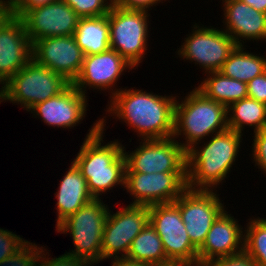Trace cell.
I'll use <instances>...</instances> for the list:
<instances>
[{
    "instance_id": "cell-1",
    "label": "cell",
    "mask_w": 266,
    "mask_h": 266,
    "mask_svg": "<svg viewBox=\"0 0 266 266\" xmlns=\"http://www.w3.org/2000/svg\"><path fill=\"white\" fill-rule=\"evenodd\" d=\"M115 91L107 112L131 126L141 140L173 137L176 96L126 88Z\"/></svg>"
},
{
    "instance_id": "cell-2",
    "label": "cell",
    "mask_w": 266,
    "mask_h": 266,
    "mask_svg": "<svg viewBox=\"0 0 266 266\" xmlns=\"http://www.w3.org/2000/svg\"><path fill=\"white\" fill-rule=\"evenodd\" d=\"M105 121L103 117L93 124L73 160L95 199H99L102 193L109 192L116 185L124 186L125 180L126 159L122 143L116 140L102 144Z\"/></svg>"
},
{
    "instance_id": "cell-3",
    "label": "cell",
    "mask_w": 266,
    "mask_h": 266,
    "mask_svg": "<svg viewBox=\"0 0 266 266\" xmlns=\"http://www.w3.org/2000/svg\"><path fill=\"white\" fill-rule=\"evenodd\" d=\"M243 134L227 129L211 136L204 146L186 150L187 188L213 190L227 178L238 156ZM198 148V149H197Z\"/></svg>"
},
{
    "instance_id": "cell-4",
    "label": "cell",
    "mask_w": 266,
    "mask_h": 266,
    "mask_svg": "<svg viewBox=\"0 0 266 266\" xmlns=\"http://www.w3.org/2000/svg\"><path fill=\"white\" fill-rule=\"evenodd\" d=\"M179 102L176 99L173 137L185 136V143L179 142L185 150L193 144L199 145L206 136L228 129L227 108L207 98L196 87Z\"/></svg>"
},
{
    "instance_id": "cell-5",
    "label": "cell",
    "mask_w": 266,
    "mask_h": 266,
    "mask_svg": "<svg viewBox=\"0 0 266 266\" xmlns=\"http://www.w3.org/2000/svg\"><path fill=\"white\" fill-rule=\"evenodd\" d=\"M70 84L32 58L1 87L2 101L21 104L29 112L34 105L60 94Z\"/></svg>"
},
{
    "instance_id": "cell-6",
    "label": "cell",
    "mask_w": 266,
    "mask_h": 266,
    "mask_svg": "<svg viewBox=\"0 0 266 266\" xmlns=\"http://www.w3.org/2000/svg\"><path fill=\"white\" fill-rule=\"evenodd\" d=\"M108 212V206L94 198L56 227L58 233L70 232L72 236L75 249L67 255L86 259L93 265L102 261L101 242Z\"/></svg>"
},
{
    "instance_id": "cell-7",
    "label": "cell",
    "mask_w": 266,
    "mask_h": 266,
    "mask_svg": "<svg viewBox=\"0 0 266 266\" xmlns=\"http://www.w3.org/2000/svg\"><path fill=\"white\" fill-rule=\"evenodd\" d=\"M149 222L159 235L171 263L198 266V248L191 242L174 202L150 205Z\"/></svg>"
},
{
    "instance_id": "cell-8",
    "label": "cell",
    "mask_w": 266,
    "mask_h": 266,
    "mask_svg": "<svg viewBox=\"0 0 266 266\" xmlns=\"http://www.w3.org/2000/svg\"><path fill=\"white\" fill-rule=\"evenodd\" d=\"M148 12L118 8L109 11L110 48L117 51L132 66L138 67L146 55ZM147 38V39H146Z\"/></svg>"
},
{
    "instance_id": "cell-9",
    "label": "cell",
    "mask_w": 266,
    "mask_h": 266,
    "mask_svg": "<svg viewBox=\"0 0 266 266\" xmlns=\"http://www.w3.org/2000/svg\"><path fill=\"white\" fill-rule=\"evenodd\" d=\"M142 141L130 154L123 147L125 172L187 173L186 150L174 137Z\"/></svg>"
},
{
    "instance_id": "cell-10",
    "label": "cell",
    "mask_w": 266,
    "mask_h": 266,
    "mask_svg": "<svg viewBox=\"0 0 266 266\" xmlns=\"http://www.w3.org/2000/svg\"><path fill=\"white\" fill-rule=\"evenodd\" d=\"M237 46L235 40L223 29L199 27L195 24L192 34L185 38L177 53L181 58L201 65L208 73L220 71Z\"/></svg>"
},
{
    "instance_id": "cell-11",
    "label": "cell",
    "mask_w": 266,
    "mask_h": 266,
    "mask_svg": "<svg viewBox=\"0 0 266 266\" xmlns=\"http://www.w3.org/2000/svg\"><path fill=\"white\" fill-rule=\"evenodd\" d=\"M109 211L102 234V260L126 257L133 239L149 222L147 205L129 204L114 214Z\"/></svg>"
},
{
    "instance_id": "cell-12",
    "label": "cell",
    "mask_w": 266,
    "mask_h": 266,
    "mask_svg": "<svg viewBox=\"0 0 266 266\" xmlns=\"http://www.w3.org/2000/svg\"><path fill=\"white\" fill-rule=\"evenodd\" d=\"M214 190L187 188L174 203L179 207L182 221L191 242L199 249L219 215L225 210Z\"/></svg>"
},
{
    "instance_id": "cell-13",
    "label": "cell",
    "mask_w": 266,
    "mask_h": 266,
    "mask_svg": "<svg viewBox=\"0 0 266 266\" xmlns=\"http://www.w3.org/2000/svg\"><path fill=\"white\" fill-rule=\"evenodd\" d=\"M124 187L133 196L131 204L171 203L187 189V173L125 172Z\"/></svg>"
},
{
    "instance_id": "cell-14",
    "label": "cell",
    "mask_w": 266,
    "mask_h": 266,
    "mask_svg": "<svg viewBox=\"0 0 266 266\" xmlns=\"http://www.w3.org/2000/svg\"><path fill=\"white\" fill-rule=\"evenodd\" d=\"M84 56L74 36L42 38L32 44V58L71 84L79 75Z\"/></svg>"
},
{
    "instance_id": "cell-15",
    "label": "cell",
    "mask_w": 266,
    "mask_h": 266,
    "mask_svg": "<svg viewBox=\"0 0 266 266\" xmlns=\"http://www.w3.org/2000/svg\"><path fill=\"white\" fill-rule=\"evenodd\" d=\"M31 43L42 38L73 36L80 17L63 0L28 10L22 17Z\"/></svg>"
},
{
    "instance_id": "cell-16",
    "label": "cell",
    "mask_w": 266,
    "mask_h": 266,
    "mask_svg": "<svg viewBox=\"0 0 266 266\" xmlns=\"http://www.w3.org/2000/svg\"><path fill=\"white\" fill-rule=\"evenodd\" d=\"M127 68L132 70L134 66L117 51L109 48L107 51L99 54L84 56L79 75L72 85L84 95L85 93L87 94L85 89L88 86L93 88V90L101 89L103 91L109 88L112 95H114L116 91L112 88Z\"/></svg>"
},
{
    "instance_id": "cell-17",
    "label": "cell",
    "mask_w": 266,
    "mask_h": 266,
    "mask_svg": "<svg viewBox=\"0 0 266 266\" xmlns=\"http://www.w3.org/2000/svg\"><path fill=\"white\" fill-rule=\"evenodd\" d=\"M32 59V43L23 20L12 15L0 27V84L4 85Z\"/></svg>"
},
{
    "instance_id": "cell-18",
    "label": "cell",
    "mask_w": 266,
    "mask_h": 266,
    "mask_svg": "<svg viewBox=\"0 0 266 266\" xmlns=\"http://www.w3.org/2000/svg\"><path fill=\"white\" fill-rule=\"evenodd\" d=\"M223 211L211 226L202 246L198 249V266L244 251L245 232L237 219Z\"/></svg>"
},
{
    "instance_id": "cell-19",
    "label": "cell",
    "mask_w": 266,
    "mask_h": 266,
    "mask_svg": "<svg viewBox=\"0 0 266 266\" xmlns=\"http://www.w3.org/2000/svg\"><path fill=\"white\" fill-rule=\"evenodd\" d=\"M87 96L70 84L60 94L34 105L29 111L49 126L71 128L86 115Z\"/></svg>"
},
{
    "instance_id": "cell-20",
    "label": "cell",
    "mask_w": 266,
    "mask_h": 266,
    "mask_svg": "<svg viewBox=\"0 0 266 266\" xmlns=\"http://www.w3.org/2000/svg\"><path fill=\"white\" fill-rule=\"evenodd\" d=\"M223 6L225 16L223 23L226 25L224 31L235 40L238 46H244L246 39L266 41L265 13L257 11L241 0H228Z\"/></svg>"
},
{
    "instance_id": "cell-21",
    "label": "cell",
    "mask_w": 266,
    "mask_h": 266,
    "mask_svg": "<svg viewBox=\"0 0 266 266\" xmlns=\"http://www.w3.org/2000/svg\"><path fill=\"white\" fill-rule=\"evenodd\" d=\"M59 189L55 193L57 199V224L77 212L83 205L93 200L87 181L81 170L72 161L71 167L61 179Z\"/></svg>"
},
{
    "instance_id": "cell-22",
    "label": "cell",
    "mask_w": 266,
    "mask_h": 266,
    "mask_svg": "<svg viewBox=\"0 0 266 266\" xmlns=\"http://www.w3.org/2000/svg\"><path fill=\"white\" fill-rule=\"evenodd\" d=\"M73 36L85 56L107 51L110 48L109 13L80 18Z\"/></svg>"
},
{
    "instance_id": "cell-23",
    "label": "cell",
    "mask_w": 266,
    "mask_h": 266,
    "mask_svg": "<svg viewBox=\"0 0 266 266\" xmlns=\"http://www.w3.org/2000/svg\"><path fill=\"white\" fill-rule=\"evenodd\" d=\"M206 74H208L207 78L200 83L197 89L207 98L228 108L236 101L248 97L247 83L229 78L220 71Z\"/></svg>"
},
{
    "instance_id": "cell-24",
    "label": "cell",
    "mask_w": 266,
    "mask_h": 266,
    "mask_svg": "<svg viewBox=\"0 0 266 266\" xmlns=\"http://www.w3.org/2000/svg\"><path fill=\"white\" fill-rule=\"evenodd\" d=\"M125 258L152 266L171 264L167 259L162 241L150 222L133 239Z\"/></svg>"
},
{
    "instance_id": "cell-25",
    "label": "cell",
    "mask_w": 266,
    "mask_h": 266,
    "mask_svg": "<svg viewBox=\"0 0 266 266\" xmlns=\"http://www.w3.org/2000/svg\"><path fill=\"white\" fill-rule=\"evenodd\" d=\"M227 113L228 129L240 134L245 125L254 127V133L266 128V104L255 99L247 97L236 101L227 108Z\"/></svg>"
},
{
    "instance_id": "cell-26",
    "label": "cell",
    "mask_w": 266,
    "mask_h": 266,
    "mask_svg": "<svg viewBox=\"0 0 266 266\" xmlns=\"http://www.w3.org/2000/svg\"><path fill=\"white\" fill-rule=\"evenodd\" d=\"M245 49L243 46H237L224 62L220 72L229 78L248 83L266 71V58L248 53Z\"/></svg>"
},
{
    "instance_id": "cell-27",
    "label": "cell",
    "mask_w": 266,
    "mask_h": 266,
    "mask_svg": "<svg viewBox=\"0 0 266 266\" xmlns=\"http://www.w3.org/2000/svg\"><path fill=\"white\" fill-rule=\"evenodd\" d=\"M244 238V250L257 262L266 266V219H250L247 223Z\"/></svg>"
},
{
    "instance_id": "cell-28",
    "label": "cell",
    "mask_w": 266,
    "mask_h": 266,
    "mask_svg": "<svg viewBox=\"0 0 266 266\" xmlns=\"http://www.w3.org/2000/svg\"><path fill=\"white\" fill-rule=\"evenodd\" d=\"M80 17L107 15L113 5L112 0H63Z\"/></svg>"
},
{
    "instance_id": "cell-29",
    "label": "cell",
    "mask_w": 266,
    "mask_h": 266,
    "mask_svg": "<svg viewBox=\"0 0 266 266\" xmlns=\"http://www.w3.org/2000/svg\"><path fill=\"white\" fill-rule=\"evenodd\" d=\"M43 246L32 244L29 241L14 255L0 263V266H38Z\"/></svg>"
},
{
    "instance_id": "cell-30",
    "label": "cell",
    "mask_w": 266,
    "mask_h": 266,
    "mask_svg": "<svg viewBox=\"0 0 266 266\" xmlns=\"http://www.w3.org/2000/svg\"><path fill=\"white\" fill-rule=\"evenodd\" d=\"M28 241L11 231L0 228V263L14 255Z\"/></svg>"
},
{
    "instance_id": "cell-31",
    "label": "cell",
    "mask_w": 266,
    "mask_h": 266,
    "mask_svg": "<svg viewBox=\"0 0 266 266\" xmlns=\"http://www.w3.org/2000/svg\"><path fill=\"white\" fill-rule=\"evenodd\" d=\"M45 251L47 250L44 249V251H42L38 266H93V264L86 259L76 258L67 254L50 259L49 253L47 255ZM46 255L48 257H46Z\"/></svg>"
},
{
    "instance_id": "cell-32",
    "label": "cell",
    "mask_w": 266,
    "mask_h": 266,
    "mask_svg": "<svg viewBox=\"0 0 266 266\" xmlns=\"http://www.w3.org/2000/svg\"><path fill=\"white\" fill-rule=\"evenodd\" d=\"M252 157L255 165L266 174V128L254 133Z\"/></svg>"
},
{
    "instance_id": "cell-33",
    "label": "cell",
    "mask_w": 266,
    "mask_h": 266,
    "mask_svg": "<svg viewBox=\"0 0 266 266\" xmlns=\"http://www.w3.org/2000/svg\"><path fill=\"white\" fill-rule=\"evenodd\" d=\"M205 266H258L257 262L244 250L238 254L215 259Z\"/></svg>"
},
{
    "instance_id": "cell-34",
    "label": "cell",
    "mask_w": 266,
    "mask_h": 266,
    "mask_svg": "<svg viewBox=\"0 0 266 266\" xmlns=\"http://www.w3.org/2000/svg\"><path fill=\"white\" fill-rule=\"evenodd\" d=\"M248 97L266 104V71L247 83Z\"/></svg>"
},
{
    "instance_id": "cell-35",
    "label": "cell",
    "mask_w": 266,
    "mask_h": 266,
    "mask_svg": "<svg viewBox=\"0 0 266 266\" xmlns=\"http://www.w3.org/2000/svg\"><path fill=\"white\" fill-rule=\"evenodd\" d=\"M113 5L118 8L132 9V10H142L148 12V10L156 6V4L161 2V0H112Z\"/></svg>"
},
{
    "instance_id": "cell-36",
    "label": "cell",
    "mask_w": 266,
    "mask_h": 266,
    "mask_svg": "<svg viewBox=\"0 0 266 266\" xmlns=\"http://www.w3.org/2000/svg\"><path fill=\"white\" fill-rule=\"evenodd\" d=\"M58 0H24L12 14L16 17L21 18L28 10L48 5Z\"/></svg>"
},
{
    "instance_id": "cell-37",
    "label": "cell",
    "mask_w": 266,
    "mask_h": 266,
    "mask_svg": "<svg viewBox=\"0 0 266 266\" xmlns=\"http://www.w3.org/2000/svg\"><path fill=\"white\" fill-rule=\"evenodd\" d=\"M111 262H112L111 266H152L147 263L133 261L125 257L114 258V260H112Z\"/></svg>"
},
{
    "instance_id": "cell-38",
    "label": "cell",
    "mask_w": 266,
    "mask_h": 266,
    "mask_svg": "<svg viewBox=\"0 0 266 266\" xmlns=\"http://www.w3.org/2000/svg\"><path fill=\"white\" fill-rule=\"evenodd\" d=\"M24 0H0V10L13 12Z\"/></svg>"
},
{
    "instance_id": "cell-39",
    "label": "cell",
    "mask_w": 266,
    "mask_h": 266,
    "mask_svg": "<svg viewBox=\"0 0 266 266\" xmlns=\"http://www.w3.org/2000/svg\"><path fill=\"white\" fill-rule=\"evenodd\" d=\"M247 5H250L257 11L266 14V0H241Z\"/></svg>"
},
{
    "instance_id": "cell-40",
    "label": "cell",
    "mask_w": 266,
    "mask_h": 266,
    "mask_svg": "<svg viewBox=\"0 0 266 266\" xmlns=\"http://www.w3.org/2000/svg\"><path fill=\"white\" fill-rule=\"evenodd\" d=\"M11 11L0 10V27L12 16Z\"/></svg>"
},
{
    "instance_id": "cell-41",
    "label": "cell",
    "mask_w": 266,
    "mask_h": 266,
    "mask_svg": "<svg viewBox=\"0 0 266 266\" xmlns=\"http://www.w3.org/2000/svg\"><path fill=\"white\" fill-rule=\"evenodd\" d=\"M165 266H193L191 264H185V263H171Z\"/></svg>"
},
{
    "instance_id": "cell-42",
    "label": "cell",
    "mask_w": 266,
    "mask_h": 266,
    "mask_svg": "<svg viewBox=\"0 0 266 266\" xmlns=\"http://www.w3.org/2000/svg\"><path fill=\"white\" fill-rule=\"evenodd\" d=\"M2 102V88H0V103Z\"/></svg>"
}]
</instances>
